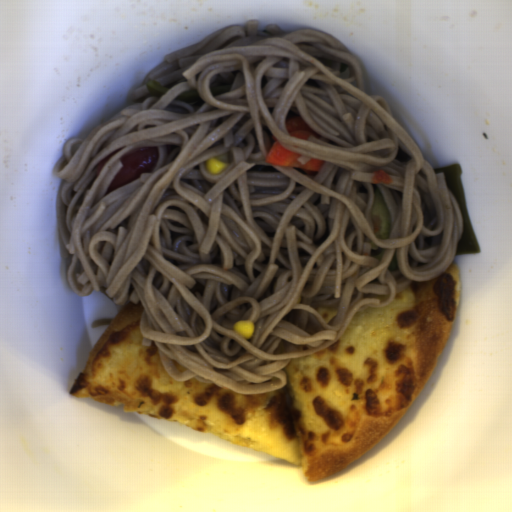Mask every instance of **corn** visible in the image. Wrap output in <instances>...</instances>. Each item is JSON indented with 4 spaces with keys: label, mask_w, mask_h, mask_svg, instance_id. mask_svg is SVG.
I'll list each match as a JSON object with an SVG mask.
<instances>
[{
    "label": "corn",
    "mask_w": 512,
    "mask_h": 512,
    "mask_svg": "<svg viewBox=\"0 0 512 512\" xmlns=\"http://www.w3.org/2000/svg\"><path fill=\"white\" fill-rule=\"evenodd\" d=\"M232 330L235 331L239 336L246 339H250L256 330L255 323L251 320H238L235 321Z\"/></svg>",
    "instance_id": "51d56268"
},
{
    "label": "corn",
    "mask_w": 512,
    "mask_h": 512,
    "mask_svg": "<svg viewBox=\"0 0 512 512\" xmlns=\"http://www.w3.org/2000/svg\"><path fill=\"white\" fill-rule=\"evenodd\" d=\"M228 164V158L226 155L217 156L214 158H210L206 165L205 169L208 173L211 175H217L220 174L222 171H224Z\"/></svg>",
    "instance_id": "f1292c28"
}]
</instances>
